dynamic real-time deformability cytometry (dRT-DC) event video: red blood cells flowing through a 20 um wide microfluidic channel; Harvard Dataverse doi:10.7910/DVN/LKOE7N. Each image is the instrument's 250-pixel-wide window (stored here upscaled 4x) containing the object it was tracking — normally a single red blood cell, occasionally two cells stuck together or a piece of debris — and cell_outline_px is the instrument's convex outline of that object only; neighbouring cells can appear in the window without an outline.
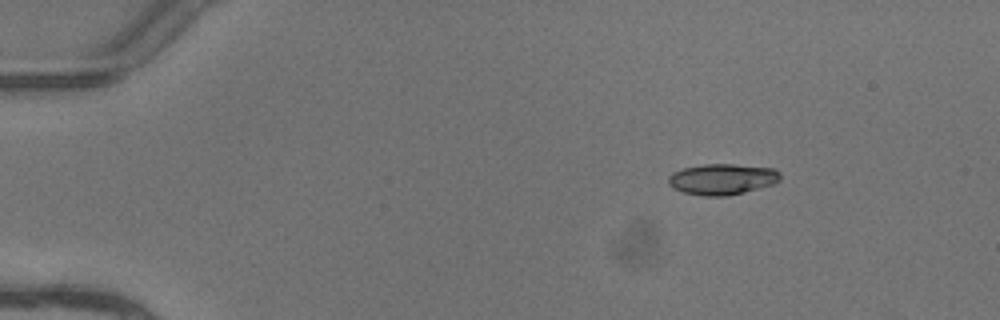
{"species": "common noctule bat (a hibernating species)", "species_latin": "Nyctalus noctula", "temperature_condition": "warm", "stored_images_in_passage": 6, "camera_frame_rate_fps": 3000, "um_per_image_px": 0.085, "animal": {"sex": "female"}, "frame": {"image": 1, "passage_image": 3, "time_ms": 0.667, "image_size_px": [1000, 320], "cell_outline_px": [[780, 180], [776, 184], [728, 196], [704, 196], [684, 192], [672, 188], [668, 184], [668, 176], [672, 172], [684, 168], [704, 164], [732, 164], [772, 168], [780, 172]], "centroid_in_image_um": [61.39, 15.23], "position_along_channel_um": 23.6, "area_um2": 20.29}}
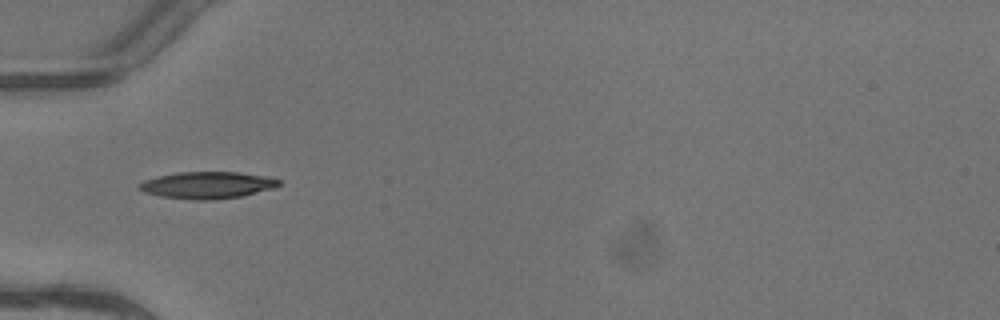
{"frame": {"image": 2, "passage_image": 6, "time_ms": 1.667, "image_size_px": [1000, 320], "cell_outline_px": [[280, 184], [276, 188], [244, 196], [212, 200], [196, 200], [160, 196], [144, 192], [136, 188], [136, 184], [144, 180], [176, 172], [240, 172], [268, 176], [280, 180]], "centroid_in_image_um": [17.64, 15.74], "position_along_channel_um": 67.4, "area_um2": 22.2}}